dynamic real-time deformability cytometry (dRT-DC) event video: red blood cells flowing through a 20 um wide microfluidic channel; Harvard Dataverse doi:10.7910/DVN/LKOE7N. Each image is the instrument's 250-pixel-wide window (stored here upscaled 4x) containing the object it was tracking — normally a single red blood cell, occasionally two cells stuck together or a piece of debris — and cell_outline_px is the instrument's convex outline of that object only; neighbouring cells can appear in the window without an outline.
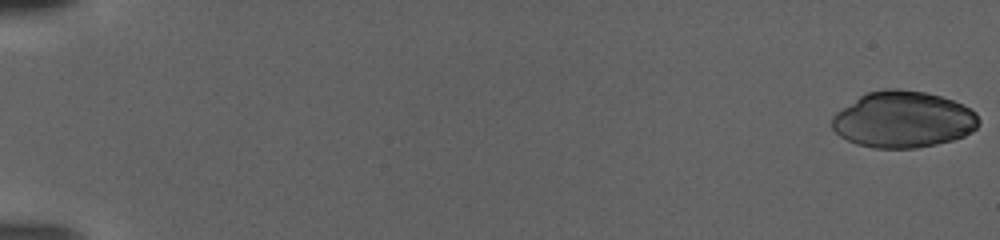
{"species": "human", "species_latin": "Homo sapiens", "temperature_condition": "warm", "stored_images_in_passage": 107, "camera_frame_rate_fps": 3000, "um_per_image_px": 0.085, "donor": {"sex": "female"}, "frame": {"image": 1, "passage_image": 1, "time_ms": 0.0, "image_size_px": [1000, 240], "cell_outline_px": [[980, 124], [972, 132], [964, 136], [952, 140], [936, 144], [916, 148], [872, 148], [856, 144], [840, 136], [832, 128], [832, 116], [836, 112], [860, 96], [868, 92], [888, 88], [896, 88], [924, 92], [940, 96], [952, 100], [976, 112], [980, 120]], "centroid_in_image_um": [76.77, 10.17], "position_along_channel_um": 8.2, "area_um2": 48.21}}
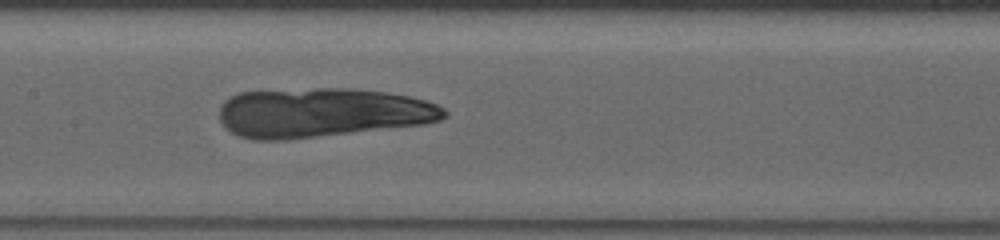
{"frame": {"image": 2, "passage_image": 57, "time_ms": 18.667, "image_size_px": [1000, 240], "cell_outline_px": [[448, 116], [440, 120], [424, 124], [288, 140], [252, 140], [240, 136], [224, 128], [220, 120], [220, 108], [224, 100], [240, 92], [316, 88], [352, 88], [388, 92], [408, 96], [424, 100], [436, 104], [444, 108], [448, 112]], "centroid_in_image_um": [27.37, 9.58], "position_along_channel_um": 180.0, "area_um2": 64.97}}
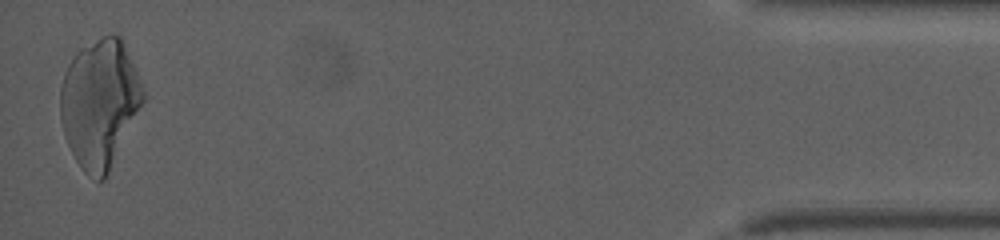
{"frame": {"image": 3, "passage_image": 106, "time_ms": 35.0, "image_size_px": [1000, 240], "cell_outline_px": [[144, 100], [104, 180], [96, 180], [88, 176], [84, 172], [76, 160], [68, 144], [60, 120], [60, 88], [68, 64], [72, 56], [76, 52], [104, 36], [112, 32], [120, 36], [144, 88]], "centroid_in_image_um": [8.46, 8.77], "position_along_channel_um": 426.7, "area_um2": 60.92}}